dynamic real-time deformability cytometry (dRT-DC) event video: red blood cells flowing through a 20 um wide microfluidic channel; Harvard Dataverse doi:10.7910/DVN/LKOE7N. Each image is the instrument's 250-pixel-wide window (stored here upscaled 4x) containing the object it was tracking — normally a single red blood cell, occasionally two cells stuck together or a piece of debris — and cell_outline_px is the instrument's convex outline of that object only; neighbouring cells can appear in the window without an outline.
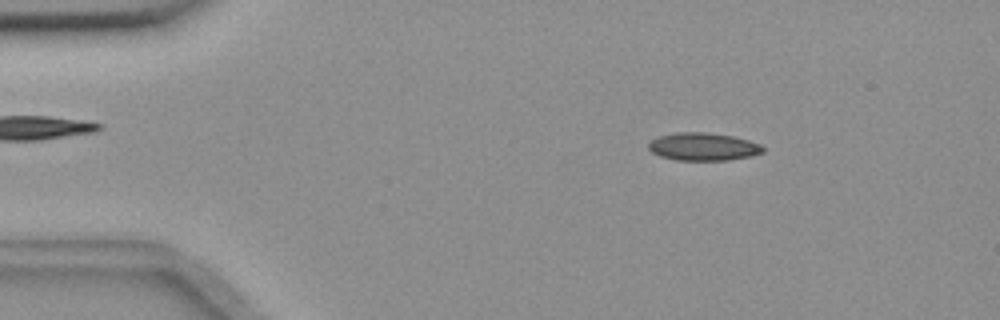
{"species": "common noctule bat (a hibernating species)", "species_latin": "Nyctalus noctula", "temperature_condition": "room temperature", "stored_images_in_passage": 55, "camera_frame_rate_fps": 3000, "um_per_image_px": 0.085, "animal": {"sex": "female", "body_mass_g": 18.4}, "frame": {"image": 1, "passage_image": 8, "time_ms": 2.333, "image_size_px": [1000, 320], "cell_outline_px": [[764, 152], [752, 156], [728, 160], [676, 160], [660, 156], [652, 152], [648, 148], [648, 144], [656, 136], [676, 132], [708, 132], [732, 136], [748, 140], [760, 144], [764, 148]], "centroid_in_image_um": [59.76, 12.46], "position_along_channel_um": 25.2, "area_um2": 18.67}}
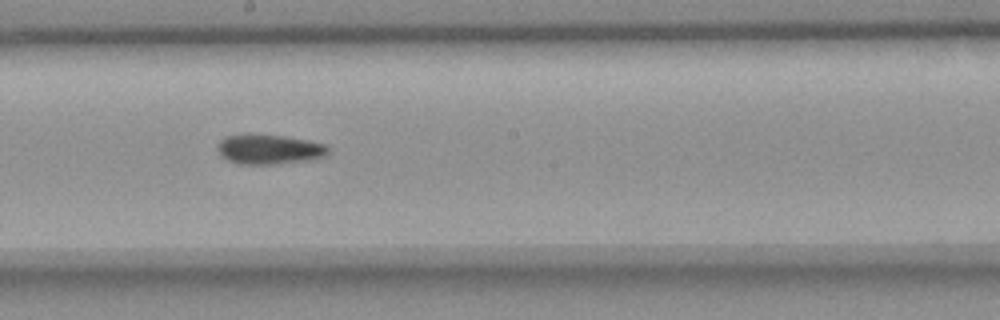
{"frame": {"image": 2, "passage_image": 30, "time_ms": 9.667, "image_size_px": [1000, 320], "cell_outline_px": [[328, 156], [308, 160], [276, 164], [240, 164], [228, 160], [220, 156], [216, 148], [216, 144], [224, 136], [244, 132], [252, 132], [284, 136], [324, 144], [328, 148]], "centroid_in_image_um": [22.78, 12.66], "position_along_channel_um": 225.4, "area_um2": 19.77}}
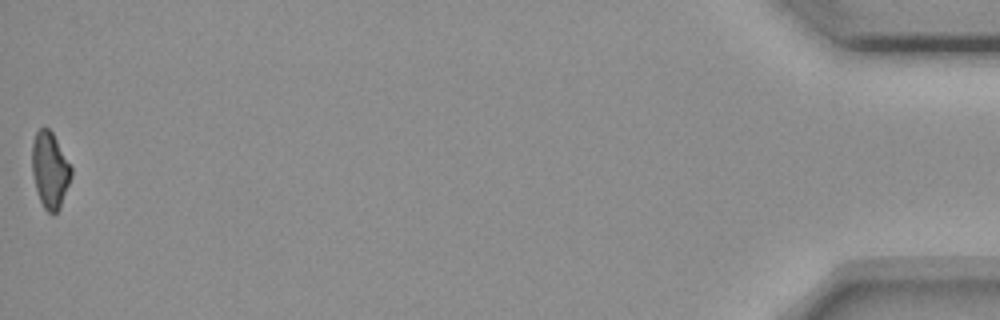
{"frame": {"image": 3, "passage_image": 55, "time_ms": 18.0, "image_size_px": [1000, 320], "cell_outline_px": [[72, 176], [60, 208], [52, 216], [44, 208], [40, 200], [36, 188], [32, 172], [32, 140], [36, 132], [40, 128], [48, 128], [52, 132], [72, 168]], "centroid_in_image_um": [4.24, 14.47], "position_along_channel_um": 431.0, "area_um2": 17.34}, "authors_computed_cell_mechanics": {"area_um2": 18.4382, "velocity_mm_per_s": 3.6421, "shape_relaxation_time_tau1_ms": 8.6555, "shape_relaxation_time_tau2_ms": 9.54, "deformation_change_tau1": 0.1637, "deformation_change_tau2": 0.1661}}